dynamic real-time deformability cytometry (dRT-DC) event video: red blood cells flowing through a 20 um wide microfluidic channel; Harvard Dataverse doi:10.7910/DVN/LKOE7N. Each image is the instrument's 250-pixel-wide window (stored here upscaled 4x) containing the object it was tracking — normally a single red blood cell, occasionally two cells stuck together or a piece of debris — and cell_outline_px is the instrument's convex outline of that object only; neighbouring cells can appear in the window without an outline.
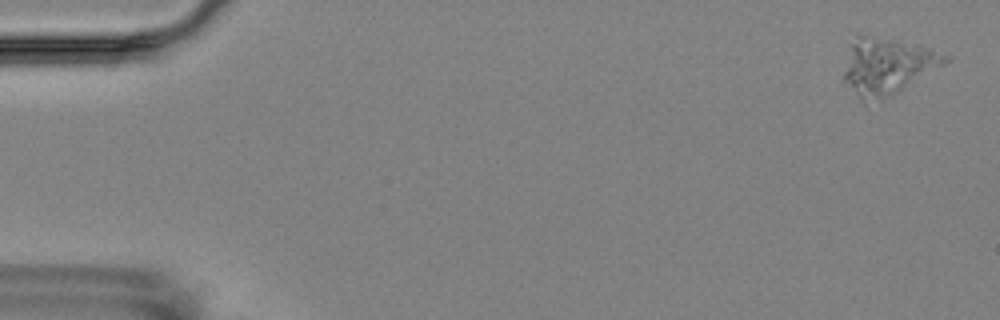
{"species": "Egyptian fruit bat (a non-hibernating species)", "species_latin": "Rousettus aegyptiacus", "temperature_condition": "room temperature", "stored_images_in_passage": 5, "camera_frame_rate_fps": 3000, "um_per_image_px": 0.085, "animal": {"sex": "female"}, "frame": {"image": 1, "passage_image": 1, "time_ms": 0.0, "image_size_px": [1000, 320], "cell_outline_px": [[952, 60], [892, 96], [864, 104], [860, 100], [844, 80], [844, 72], [852, 44], [856, 32], [920, 44], [952, 56]], "centroid_in_image_um": [75.48, 5.6], "position_along_channel_um": 9.5, "area_um2": 33.81}}
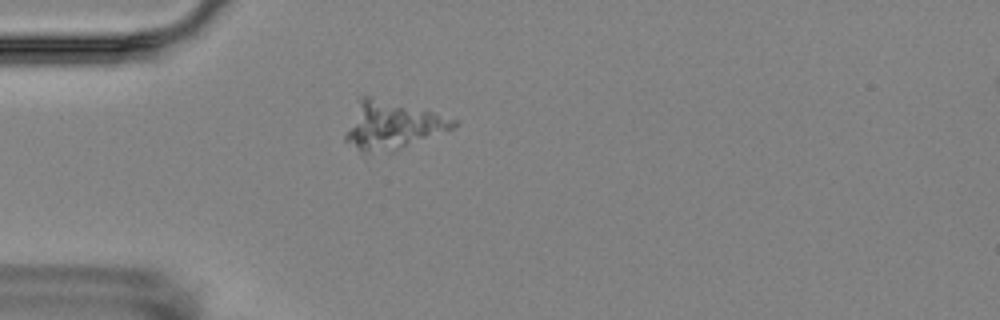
{"frame": {"image": 2, "passage_image": 5, "time_ms": 4.667, "image_size_px": [1000, 320], "cell_outline_px": [[460, 120], [452, 128], [392, 152], [360, 152], [344, 140], [344, 136], [356, 96], [372, 96], [432, 112]], "centroid_in_image_um": [33.24, 10.63], "position_along_channel_um": 51.8, "area_um2": 30.17}}